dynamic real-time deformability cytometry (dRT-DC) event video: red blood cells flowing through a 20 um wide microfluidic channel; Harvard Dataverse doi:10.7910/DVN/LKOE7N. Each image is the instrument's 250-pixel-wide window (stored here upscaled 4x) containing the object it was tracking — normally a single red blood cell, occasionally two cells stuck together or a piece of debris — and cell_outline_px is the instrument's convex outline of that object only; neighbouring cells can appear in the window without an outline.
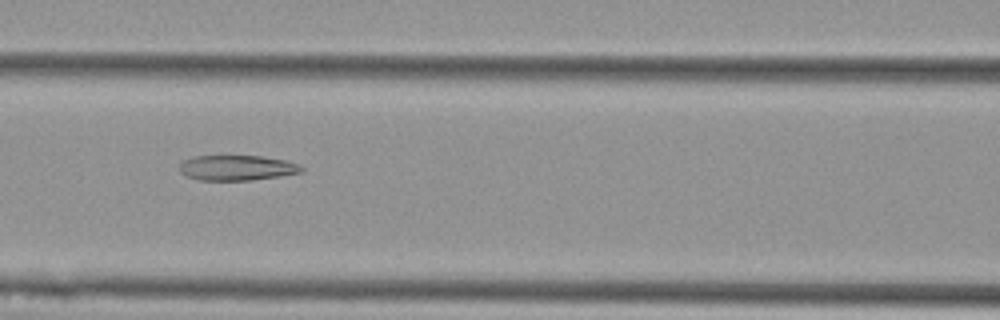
{"species": "Egyptian fruit bat (a non-hibernating species)", "species_latin": "Rousettus aegyptiacus", "temperature_condition": "cold", "stored_images_in_passage": 10, "camera_frame_rate_fps": 3000, "um_per_image_px": 0.085, "animal": {"sex": "female"}, "frame": {"image": 1, "passage_image": 7, "time_ms": 2.0, "image_size_px": [1000, 320], "cell_outline_px": [[304, 172], [280, 176], [252, 180], [200, 180], [184, 176], [180, 172], [180, 164], [184, 160], [192, 156], [264, 156], [288, 160], [300, 164], [304, 168]], "centroid_in_image_um": [20.18, 14.26], "position_along_channel_um": 146.4, "area_um2": 18.21}}
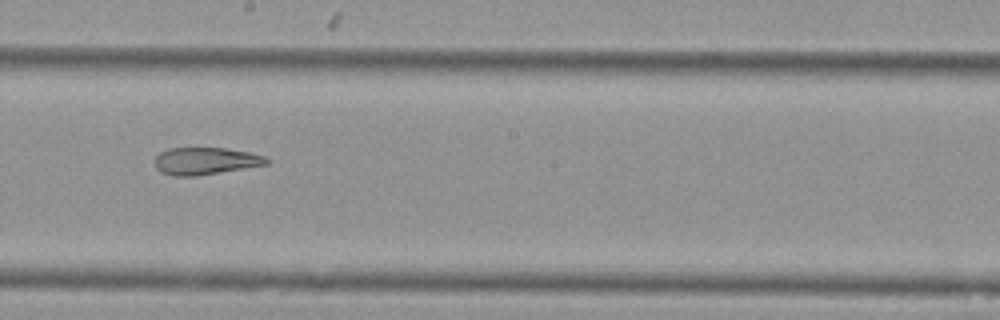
{"frame": {"image": 2, "passage_image": 9, "time_ms": 2.667, "image_size_px": [1000, 320], "cell_outline_px": [[268, 164], [196, 176], [172, 176], [160, 172], [156, 168], [152, 160], [160, 152], [168, 148], [224, 148], [252, 152], [264, 156], [268, 160]], "centroid_in_image_um": [17.4, 13.68], "position_along_channel_um": 230.8, "area_um2": 17.86}}
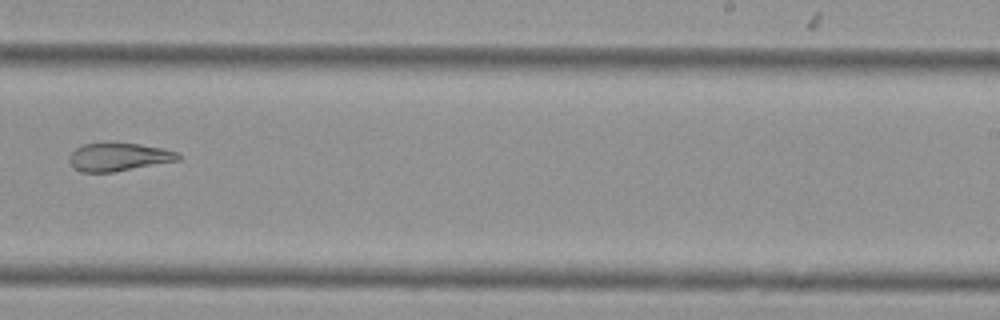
{"frame": {"image": 3, "passage_image": 10, "time_ms": 3.0, "image_size_px": [1000, 320], "cell_outline_px": [[180, 160], [112, 172], [80, 172], [72, 168], [68, 160], [68, 156], [76, 148], [84, 144], [140, 144], [180, 152]], "centroid_in_image_um": [10.06, 13.36], "position_along_channel_um": 278.9, "area_um2": 17.63}}